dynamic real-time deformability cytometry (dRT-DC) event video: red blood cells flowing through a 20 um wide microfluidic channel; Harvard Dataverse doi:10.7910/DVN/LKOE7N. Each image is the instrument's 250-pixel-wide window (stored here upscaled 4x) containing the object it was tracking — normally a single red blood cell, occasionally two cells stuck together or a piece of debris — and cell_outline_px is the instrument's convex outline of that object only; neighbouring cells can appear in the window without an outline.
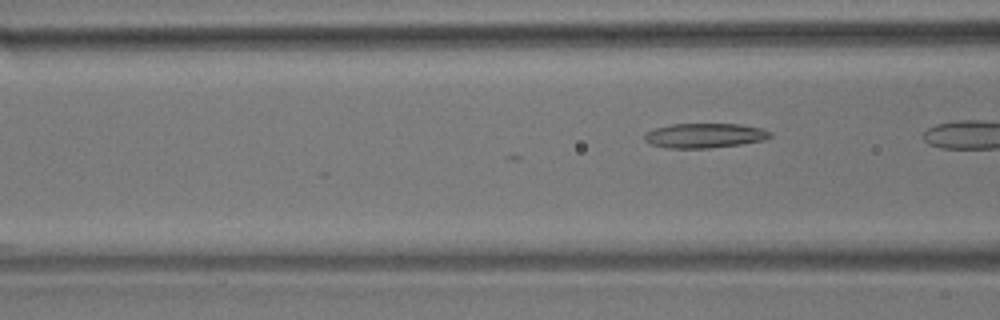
{"species": "common noctule bat (a hibernating species)", "species_latin": "Nyctalus noctula", "temperature_condition": "room temperature", "stored_images_in_passage": 15, "camera_frame_rate_fps": 3000, "um_per_image_px": 0.085, "animal": {"sex": "male", "body_mass_g": 17.9}, "frame": {"image": 1, "passage_image": 15, "time_ms": 4.667, "image_size_px": [1000, 320], "cell_outline_px": [[772, 136], [764, 140], [740, 144], [708, 148], [668, 148], [652, 144], [644, 140], [644, 132], [656, 128], [672, 124], [740, 124], [760, 128], [772, 132]], "centroid_in_image_um": [59.89, 11.52], "position_along_channel_um": 106.7, "area_um2": 17.98}}